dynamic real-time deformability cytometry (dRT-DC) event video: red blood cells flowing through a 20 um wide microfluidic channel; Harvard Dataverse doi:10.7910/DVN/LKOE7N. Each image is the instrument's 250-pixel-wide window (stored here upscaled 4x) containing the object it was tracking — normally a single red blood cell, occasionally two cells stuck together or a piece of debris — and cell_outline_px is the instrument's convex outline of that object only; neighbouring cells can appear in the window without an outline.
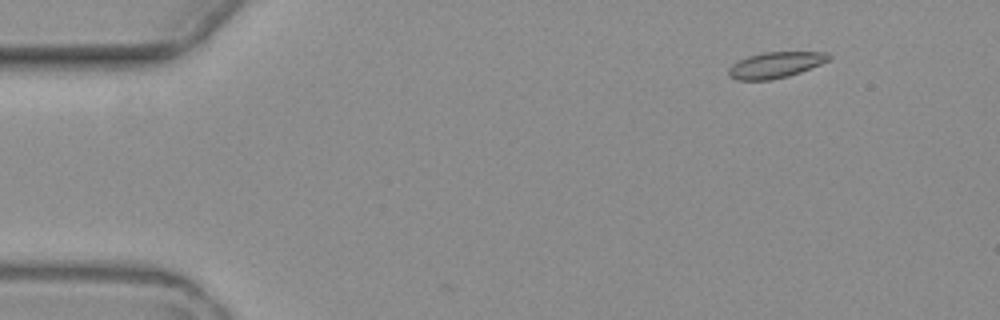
{"species": "common noctule bat (a hibernating species)", "species_latin": "Nyctalus noctula", "temperature_condition": "warm", "stored_images_in_passage": 6, "camera_frame_rate_fps": 3000, "um_per_image_px": 0.085, "animal": {"sex": "female", "body_mass_g": 19.3, "forearm_length_mm": 54.1}, "frame": {"image": 1, "passage_image": 2, "time_ms": 1.333, "image_size_px": [1000, 320], "cell_outline_px": [[832, 60], [800, 72], [788, 76], [772, 80], [736, 80], [728, 76], [728, 68], [732, 64], [748, 56], [764, 52], [828, 52], [832, 56]], "centroid_in_image_um": [65.94, 5.52], "position_along_channel_um": 19.1, "area_um2": 15.32}}
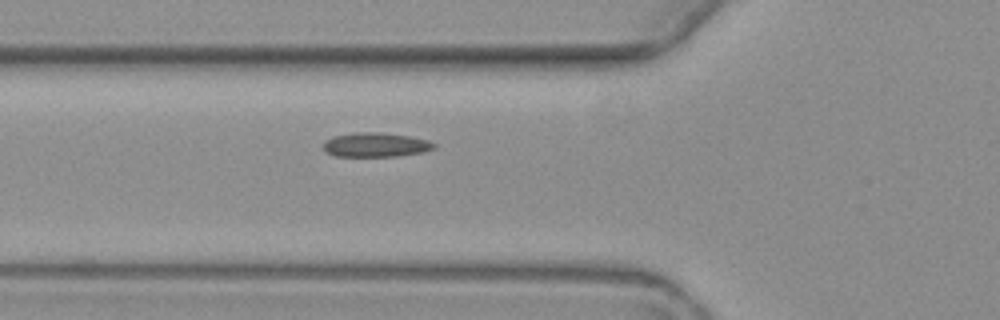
{"frame": {"image": 2, "passage_image": 6, "time_ms": 6.0, "image_size_px": [1000, 320], "cell_outline_px": [[436, 148], [424, 152], [396, 156], [336, 156], [324, 152], [324, 140], [332, 136], [356, 132], [380, 132], [408, 136], [428, 140], [436, 144]], "centroid_in_image_um": [31.92, 12.3], "position_along_channel_um": 93.9, "area_um2": 15.78}}